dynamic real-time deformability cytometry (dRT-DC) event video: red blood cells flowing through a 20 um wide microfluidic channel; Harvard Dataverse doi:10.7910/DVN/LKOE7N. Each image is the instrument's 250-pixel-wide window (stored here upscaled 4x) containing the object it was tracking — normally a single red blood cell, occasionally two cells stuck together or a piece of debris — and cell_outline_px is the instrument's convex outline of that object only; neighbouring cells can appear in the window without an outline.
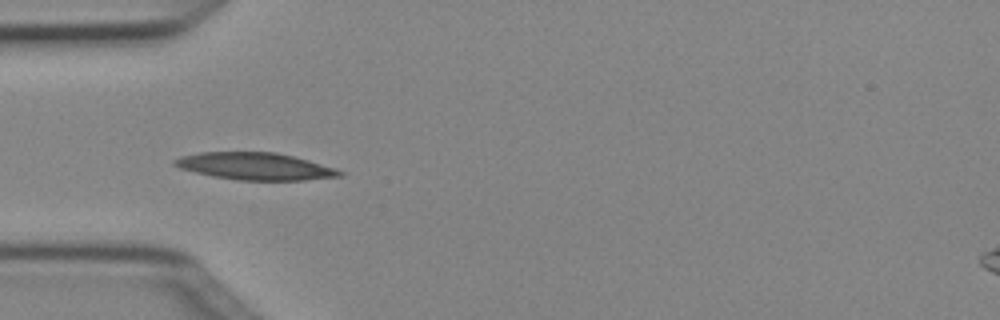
{"species": "Egyptian fruit bat (a non-hibernating species)", "species_latin": "Rousettus aegyptiacus", "temperature_condition": "cold", "stored_images_in_passage": 7, "camera_frame_rate_fps": 3000, "um_per_image_px": 0.085, "animal": {"sex": "female"}, "frame": {"image": 1, "passage_image": 4, "time_ms": 1.0, "image_size_px": [1000, 320], "cell_outline_px": [[344, 176], [304, 180], [236, 180], [212, 176], [180, 168], [172, 164], [172, 160], [180, 156], [200, 152], [276, 152], [308, 160], [336, 168], [344, 172]], "centroid_in_image_um": [21.69, 14.13], "position_along_channel_um": 63.3, "area_um2": 26.18}}
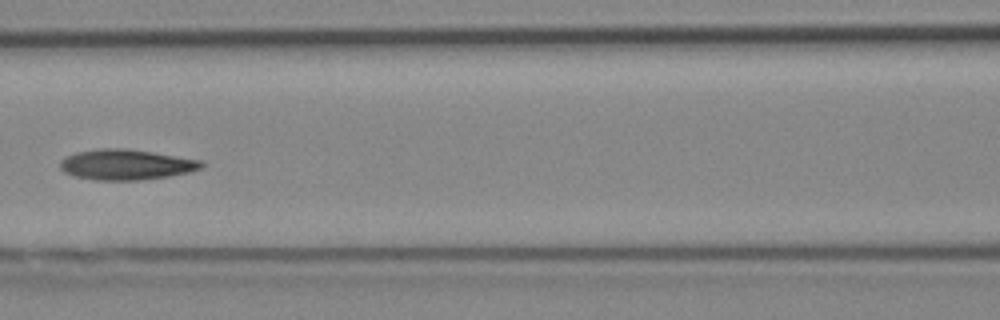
{"frame": {"image": 2, "passage_image": 6, "time_ms": 1.667, "image_size_px": [1000, 320], "cell_outline_px": [[204, 168], [192, 172], [168, 176], [140, 180], [96, 180], [72, 176], [64, 172], [60, 168], [60, 160], [76, 152], [100, 148], [124, 148], [152, 152], [200, 160], [204, 164]], "centroid_in_image_um": [10.72, 13.99], "position_along_channel_um": 155.9, "area_um2": 25.14}}
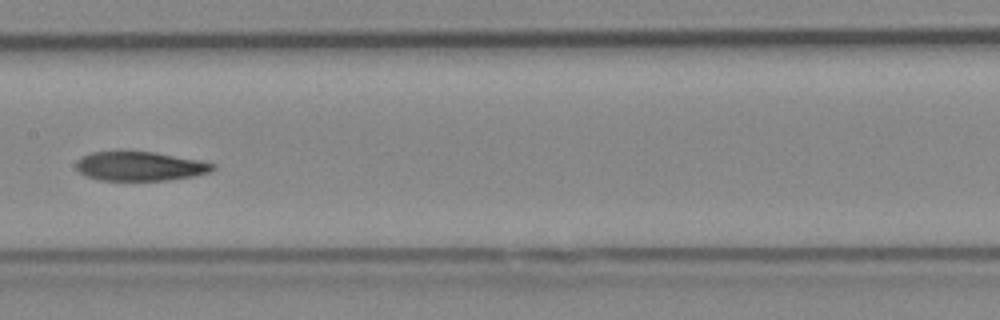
{"frame": {"image": 3, "passage_image": 7, "time_ms": 2.0, "image_size_px": [1000, 320], "cell_outline_px": [[216, 168], [208, 172], [192, 176], [168, 180], [100, 180], [88, 176], [80, 172], [76, 168], [76, 160], [80, 156], [92, 152], [116, 148], [152, 152], [200, 160], [216, 164]], "centroid_in_image_um": [11.83, 14.08], "position_along_channel_um": 195.6, "area_um2": 23.87}}